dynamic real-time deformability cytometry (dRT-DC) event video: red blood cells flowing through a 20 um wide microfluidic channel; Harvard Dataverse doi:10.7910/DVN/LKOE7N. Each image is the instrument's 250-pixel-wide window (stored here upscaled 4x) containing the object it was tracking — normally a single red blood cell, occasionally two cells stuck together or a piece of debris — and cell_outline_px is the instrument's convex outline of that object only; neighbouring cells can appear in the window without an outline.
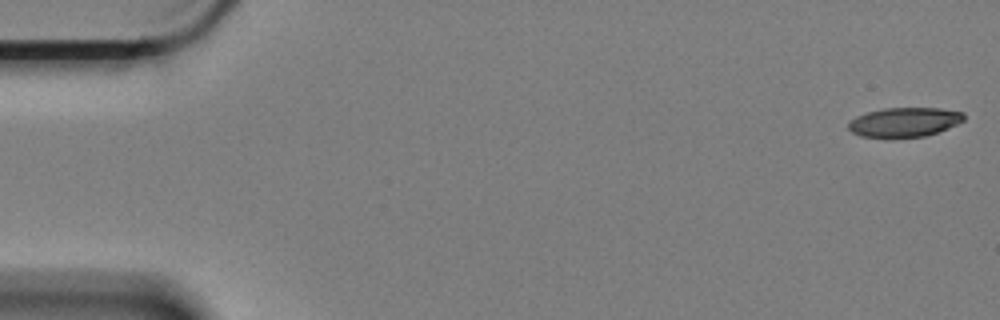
{"species": "Egyptian fruit bat (a non-hibernating species)", "species_latin": "Rousettus aegyptiacus", "temperature_condition": "cold", "stored_images_in_passage": 12, "camera_frame_rate_fps": 3000, "um_per_image_px": 0.085, "animal": {"sex": "female"}, "frame": {"image": 1, "passage_image": 1, "time_ms": 0.0, "image_size_px": [1000, 320], "cell_outline_px": [[964, 120], [948, 128], [924, 136], [892, 140], [860, 136], [852, 132], [848, 128], [848, 120], [856, 116], [868, 112], [884, 108], [940, 108], [964, 112]], "centroid_in_image_um": [76.82, 10.41], "position_along_channel_um": 8.2, "area_um2": 20.35}}